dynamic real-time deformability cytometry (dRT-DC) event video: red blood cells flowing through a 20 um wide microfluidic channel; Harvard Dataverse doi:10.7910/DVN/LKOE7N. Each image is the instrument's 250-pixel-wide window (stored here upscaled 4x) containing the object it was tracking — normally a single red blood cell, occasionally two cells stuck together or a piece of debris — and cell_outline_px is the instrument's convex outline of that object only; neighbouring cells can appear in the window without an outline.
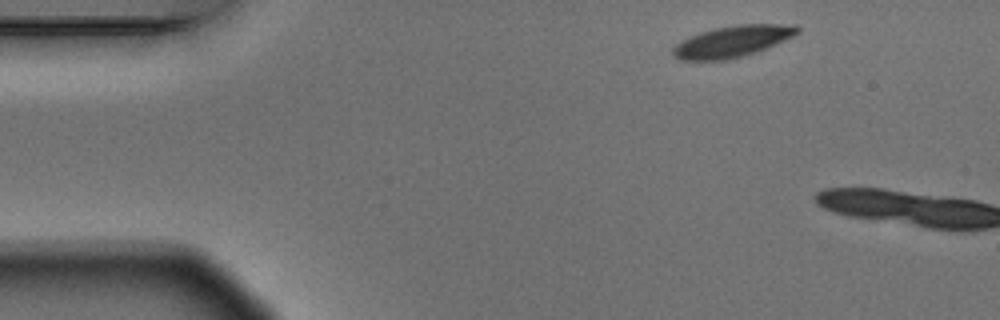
{"species": "Egyptian fruit bat (a non-hibernating species)", "species_latin": "Rousettus aegyptiacus", "temperature_condition": "warm", "stored_images_in_passage": 2, "camera_frame_rate_fps": 3000, "um_per_image_px": 0.085, "animal": {"sex": "male"}, "frame": {"image": 1, "passage_image": 1, "time_ms": 0.0, "image_size_px": [1000, 320], "cell_outline_px": [[800, 32], [792, 36], [756, 52], [744, 56], [728, 60], [680, 60], [672, 52], [672, 48], [676, 44], [700, 32], [716, 28], [736, 24], [796, 24], [800, 28]], "centroid_in_image_um": [62.28, 3.51], "position_along_channel_um": 22.7, "area_um2": 22.54}}